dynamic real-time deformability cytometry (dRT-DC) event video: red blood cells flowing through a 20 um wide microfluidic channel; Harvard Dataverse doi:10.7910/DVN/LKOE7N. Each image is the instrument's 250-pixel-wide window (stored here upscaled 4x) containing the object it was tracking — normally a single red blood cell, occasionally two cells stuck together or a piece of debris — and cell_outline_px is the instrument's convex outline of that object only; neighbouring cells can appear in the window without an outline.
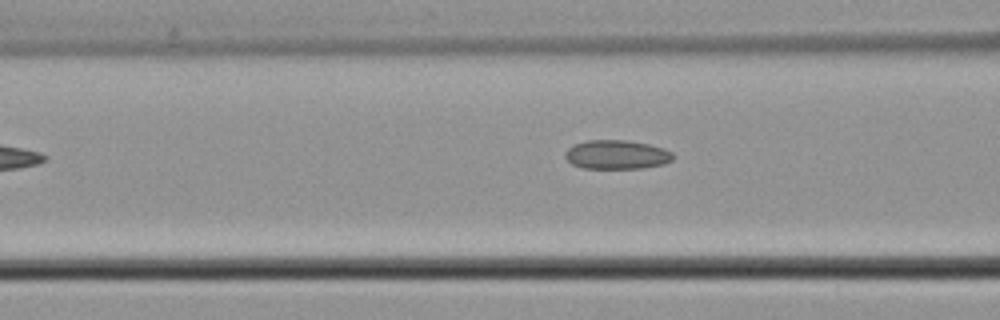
{"species": "common noctule bat (a hibernating species)", "species_latin": "Nyctalus noctula", "temperature_condition": "cold", "stored_images_in_passage": 3, "camera_frame_rate_fps": 3000, "um_per_image_px": 0.085, "animal": {"sex": "male", "body_mass_g": 21.5, "forearm_length_mm": 52.0}, "frame": {"image": 1, "passage_image": 3, "time_ms": 0.667, "image_size_px": [1000, 320], "cell_outline_px": [[676, 156], [672, 160], [664, 164], [640, 168], [584, 168], [572, 164], [564, 156], [564, 152], [572, 144], [588, 140], [628, 140], [648, 144], [664, 148], [672, 152]], "centroid_in_image_um": [52.42, 13.13], "position_along_channel_um": 114.2, "area_um2": 18.38}}